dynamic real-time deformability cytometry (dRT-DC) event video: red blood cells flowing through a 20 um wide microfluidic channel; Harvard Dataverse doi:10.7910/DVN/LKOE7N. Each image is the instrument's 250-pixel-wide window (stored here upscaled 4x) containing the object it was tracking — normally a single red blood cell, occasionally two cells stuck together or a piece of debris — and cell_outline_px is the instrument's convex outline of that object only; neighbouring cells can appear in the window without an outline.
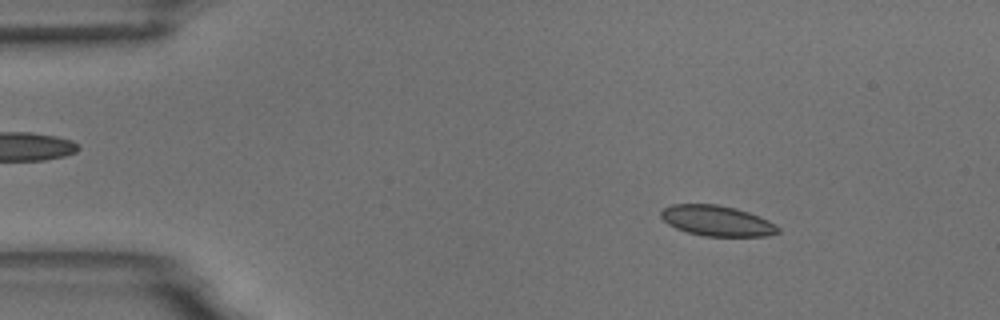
{"species": "common noctule bat (a hibernating species)", "species_latin": "Nyctalus noctula", "temperature_condition": "room temperature", "stored_images_in_passage": 54, "camera_frame_rate_fps": 3000, "um_per_image_px": 0.085, "animal": {"sex": "male", "body_mass_g": 18.8}, "frame": {"image": 1, "passage_image": 8, "time_ms": 2.333, "image_size_px": [1000, 320], "cell_outline_px": [[780, 232], [768, 236], [704, 236], [688, 232], [676, 228], [668, 224], [660, 216], [660, 212], [664, 208], [672, 204], [716, 204], [736, 208], [748, 212], [768, 220], [776, 224], [780, 228]], "centroid_in_image_um": [60.95, 18.77], "position_along_channel_um": 24.0, "area_um2": 20.81}}
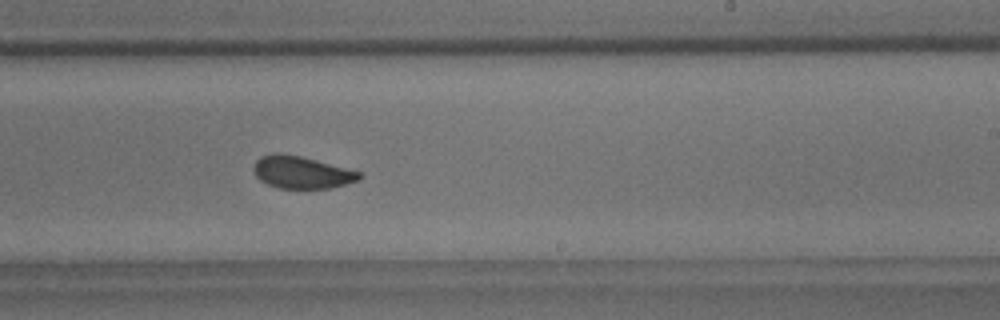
{"frame": {"image": 2, "passage_image": 33, "time_ms": 10.667, "image_size_px": [1000, 320], "cell_outline_px": [[364, 176], [360, 180], [332, 188], [280, 188], [268, 184], [260, 180], [256, 176], [252, 168], [256, 160], [260, 156], [272, 152], [280, 152], [300, 156], [360, 172]], "centroid_in_image_um": [25.61, 14.64], "position_along_channel_um": 263.4, "area_um2": 19.94}}
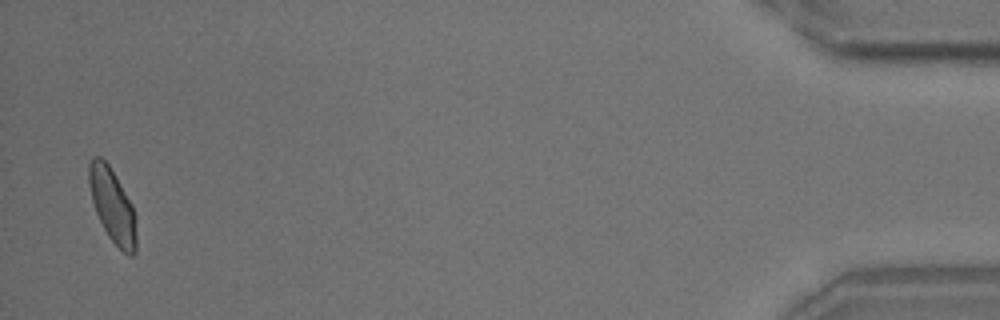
{"frame": {"image": 3, "passage_image": 53, "time_ms": 17.333, "image_size_px": [1000, 320], "cell_outline_px": [[136, 252], [132, 256], [128, 256], [108, 236], [96, 212], [92, 200], [88, 184], [88, 164], [92, 156], [100, 156], [108, 164], [132, 204], [136, 216]], "centroid_in_image_um": [9.56, 17.46], "position_along_channel_um": 425.6, "area_um2": 20.35}, "authors_computed_cell_mechanics": {"area_um2": 20.6057, "velocity_mm_per_s": 3.7338, "shape_relaxation_time_tau1_ms": 3.9361, "shape_relaxation_time_tau2_ms": 1.0168, "deformation_change_tau1": 0.1017, "deformation_change_tau2": 0.047}}